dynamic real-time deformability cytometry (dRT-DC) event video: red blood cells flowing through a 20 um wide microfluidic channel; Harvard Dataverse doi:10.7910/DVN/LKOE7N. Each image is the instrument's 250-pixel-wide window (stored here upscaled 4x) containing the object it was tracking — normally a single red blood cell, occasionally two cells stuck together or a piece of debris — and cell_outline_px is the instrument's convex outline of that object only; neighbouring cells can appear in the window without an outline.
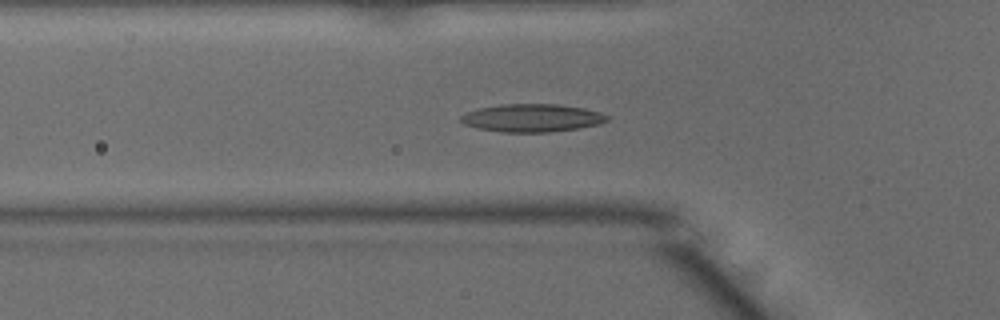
{"species": "common noctule bat (a hibernating species)", "species_latin": "Nyctalus noctula", "temperature_condition": "warm", "stored_images_in_passage": 47, "camera_frame_rate_fps": 3000, "um_per_image_px": 0.085, "animal": {"sex": "male", "body_mass_g": 15.6}, "frame": {"image": 1, "passage_image": 13, "time_ms": 4.0, "image_size_px": [1000, 320], "cell_outline_px": [[608, 120], [600, 124], [580, 128], [548, 132], [500, 132], [476, 128], [464, 124], [460, 120], [460, 116], [464, 112], [480, 108], [500, 104], [556, 104], [584, 108], [600, 112], [608, 116]], "centroid_in_image_um": [45.2, 10.02], "position_along_channel_um": 80.6, "area_um2": 23.93}}
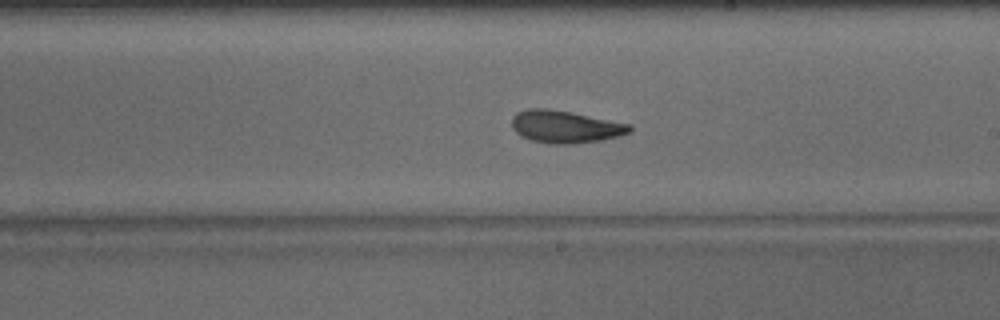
{"frame": {"image": 2, "passage_image": 25, "time_ms": 8.0, "image_size_px": [1000, 320], "cell_outline_px": [[632, 132], [620, 136], [600, 140], [572, 144], [552, 144], [532, 140], [516, 132], [512, 128], [512, 116], [516, 112], [528, 108], [548, 108], [632, 124]], "centroid_in_image_um": [48.06, 10.76], "position_along_channel_um": 240.9, "area_um2": 22.25}}
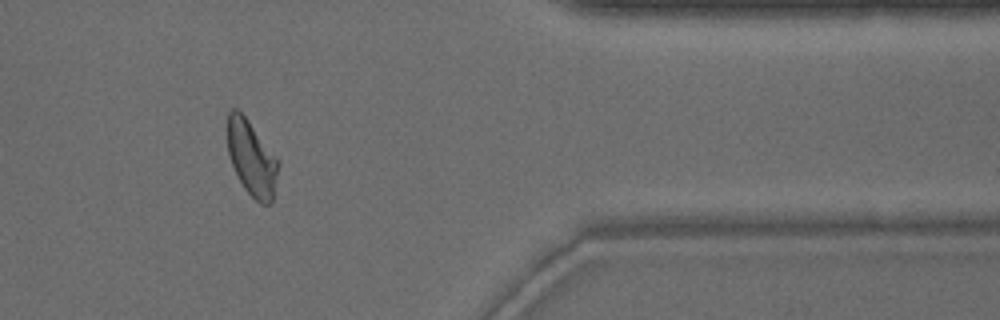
{"frame": {"image": 3, "passage_image": 38, "time_ms": 12.333, "image_size_px": [1000, 320], "cell_outline_px": [[280, 164], [272, 200], [268, 204], [260, 204], [244, 188], [232, 164], [228, 152], [228, 112], [232, 108], [236, 108], [248, 120], [280, 160]], "centroid_in_image_um": [21.42, 13.44], "position_along_channel_um": 390.0, "area_um2": 22.08}, "authors_computed_cell_mechanics": {"area_um2": 22.0796, "velocity_mm_per_s": 3.9859, "shape_relaxation_time_tau1_ms": 7.2927, "shape_relaxation_time_tau2_ms": 2.3304, "deformation_change_tau1": 0.1992, "deformation_change_tau2": 0.0928}}